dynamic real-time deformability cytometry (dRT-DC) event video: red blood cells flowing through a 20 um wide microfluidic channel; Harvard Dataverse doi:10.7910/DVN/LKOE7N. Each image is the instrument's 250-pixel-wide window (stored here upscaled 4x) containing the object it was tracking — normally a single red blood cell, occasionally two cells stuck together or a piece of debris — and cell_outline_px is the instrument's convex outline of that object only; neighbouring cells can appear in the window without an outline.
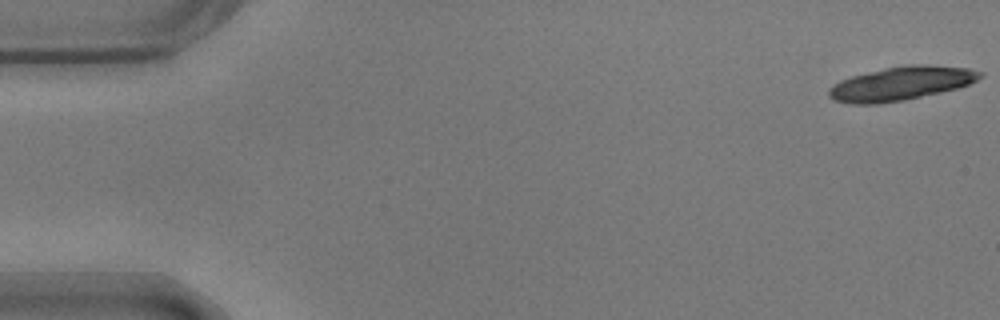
{"species": "common noctule bat (a hibernating species)", "species_latin": "Nyctalus noctula", "temperature_condition": "warm", "stored_images_in_passage": 10, "camera_frame_rate_fps": 3000, "um_per_image_px": 0.085, "animal": {"sex": "male", "body_mass_g": 17.9}, "frame": {"image": 1, "passage_image": 1, "time_ms": 0.0, "image_size_px": [1000, 320], "cell_outline_px": [[984, 72], [976, 80], [968, 84], [956, 88], [940, 92], [904, 100], [880, 104], [848, 104], [832, 100], [828, 96], [828, 88], [840, 80], [852, 76], [884, 68], [908, 64], [928, 64], [968, 68]], "centroid_in_image_um": [76.54, 7.1], "position_along_channel_um": 8.5, "area_um2": 29.77}}